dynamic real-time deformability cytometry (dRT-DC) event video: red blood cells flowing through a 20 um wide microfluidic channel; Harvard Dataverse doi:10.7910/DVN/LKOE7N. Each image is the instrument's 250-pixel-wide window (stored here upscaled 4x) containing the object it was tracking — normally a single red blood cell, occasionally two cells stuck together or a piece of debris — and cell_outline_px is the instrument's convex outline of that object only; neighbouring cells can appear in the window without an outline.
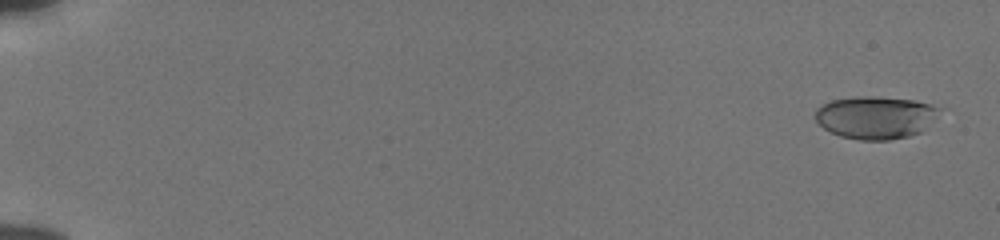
{"species": "human", "species_latin": "Homo sapiens", "temperature_condition": "cold", "stored_images_in_passage": 55, "camera_frame_rate_fps": 3000, "um_per_image_px": 0.085, "donor": {"sex": "male"}, "frame": {"image": 1, "passage_image": 2, "time_ms": 0.333, "image_size_px": [1000, 240], "cell_outline_px": [[944, 108], [920, 132], [908, 136], [888, 140], [860, 140], [840, 136], [824, 128], [816, 120], [816, 108], [832, 100], [856, 96], [880, 96], [912, 100], [932, 104]], "centroid_in_image_um": [74.43, 9.96], "position_along_channel_um": 10.6, "area_um2": 30.81}}
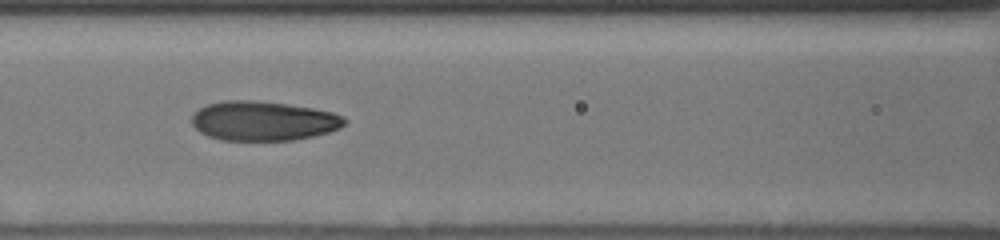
{"frame": {"image": 2, "passage_image": 27, "time_ms": 8.667, "image_size_px": [1000, 240], "cell_outline_px": [[348, 124], [340, 128], [316, 136], [292, 140], [220, 140], [208, 136], [200, 132], [192, 124], [192, 112], [208, 104], [224, 100], [256, 100], [288, 104], [312, 108], [332, 112], [344, 116], [348, 120]], "centroid_in_image_um": [22.41, 10.27], "position_along_channel_um": 144.2, "area_um2": 35.49}}
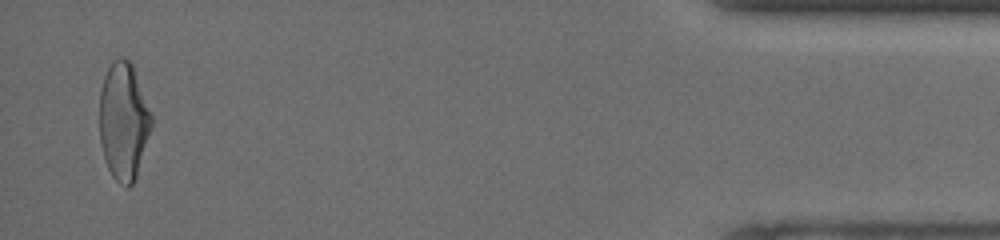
{"frame": {"image": 3, "passage_image": 54, "time_ms": 17.667, "image_size_px": [1000, 240], "cell_outline_px": [[152, 128], [136, 176], [132, 184], [128, 188], [124, 188], [112, 176], [104, 160], [100, 140], [100, 88], [104, 76], [112, 60], [120, 56], [124, 56], [132, 64], [152, 116]], "centroid_in_image_um": [10.49, 10.31], "position_along_channel_um": 424.7, "area_um2": 35.66}, "authors_computed_cell_mechanics": {"area_um2": 34.1598, "velocity_mm_per_s": 3.8697, "shape_relaxation_time_tau1_ms": 3.9329, "shape_relaxation_time_tau2_ms": 1.165, "deformation_change_tau1": 0.1697, "deformation_change_tau2": 0.0566}}